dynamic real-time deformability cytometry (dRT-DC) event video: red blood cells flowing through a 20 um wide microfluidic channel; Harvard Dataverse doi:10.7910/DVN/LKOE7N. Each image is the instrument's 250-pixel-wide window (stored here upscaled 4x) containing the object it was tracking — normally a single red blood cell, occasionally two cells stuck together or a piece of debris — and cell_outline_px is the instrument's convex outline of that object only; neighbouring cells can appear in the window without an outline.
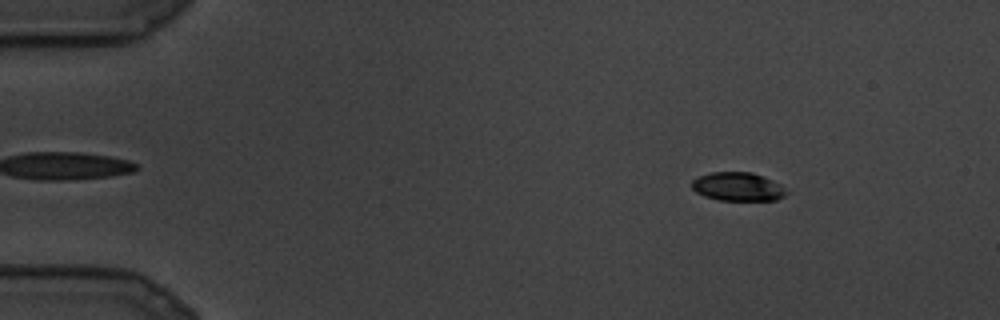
{"species": "common noctule bat (a hibernating species)", "species_latin": "Nyctalus noctula", "temperature_condition": "cold", "stored_images_in_passage": 8, "segment_of_instrument_passage": [1, 2], "camera_frame_rate_fps": 3000, "um_per_image_px": 0.085, "animal": {"sex": "male", "body_mass_g": 19.5, "forearm_length_mm": 54.6}, "frame": {"image": 1, "passage_image": 2, "time_ms": 0.333, "image_size_px": [1000, 320], "cell_outline_px": [[788, 192], [784, 196], [776, 200], [720, 200], [704, 196], [696, 192], [692, 188], [692, 180], [696, 176], [712, 172], [752, 172], [772, 180], [780, 184]], "centroid_in_image_um": [62.7, 15.86], "position_along_channel_um": 22.3, "area_um2": 15.78}}